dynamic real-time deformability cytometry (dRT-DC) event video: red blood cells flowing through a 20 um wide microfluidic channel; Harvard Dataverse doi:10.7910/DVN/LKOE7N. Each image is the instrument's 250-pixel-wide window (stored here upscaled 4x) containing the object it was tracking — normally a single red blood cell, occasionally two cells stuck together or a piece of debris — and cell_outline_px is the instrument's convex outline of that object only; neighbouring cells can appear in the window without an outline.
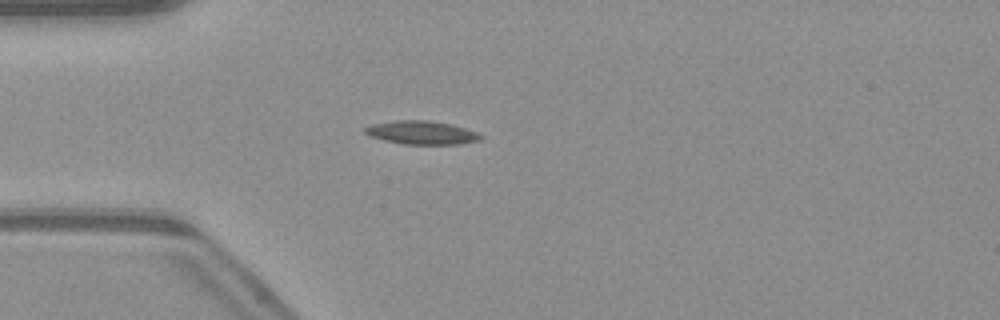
{"species": "common noctule bat (a hibernating species)", "species_latin": "Nyctalus noctula", "temperature_condition": "warm", "stored_images_in_passage": 45, "camera_frame_rate_fps": 3000, "um_per_image_px": 0.085, "animal": {"sex": "male", "body_mass_g": 23.1, "forearm_length_mm": 52.7}, "frame": {"image": 1, "passage_image": 9, "time_ms": 2.667, "image_size_px": [1000, 320], "cell_outline_px": [[484, 136], [480, 140], [460, 144], [404, 144], [384, 140], [372, 136], [364, 132], [364, 128], [372, 124], [396, 120], [428, 120], [452, 124], [476, 132]], "centroid_in_image_um": [35.86, 11.27], "position_along_channel_um": 49.1, "area_um2": 15.72}}
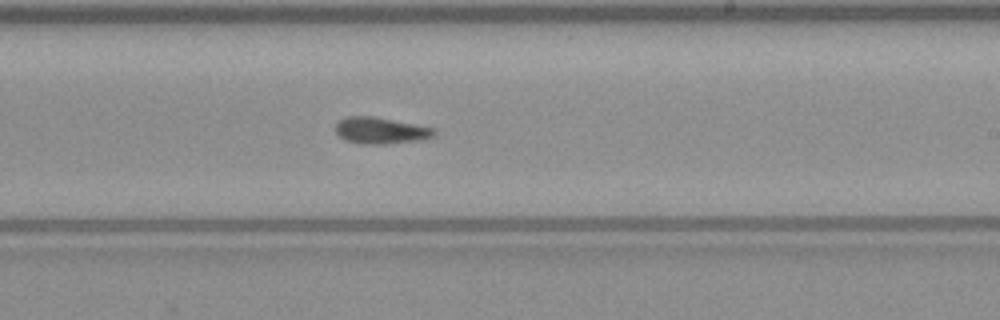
{"frame": {"image": 2, "passage_image": 25, "time_ms": 8.0, "image_size_px": [1000, 320], "cell_outline_px": [[436, 136], [420, 140], [388, 144], [364, 144], [344, 140], [336, 132], [336, 124], [340, 120], [348, 116], [372, 116], [436, 128]], "centroid_in_image_um": [32.39, 11.1], "position_along_channel_um": 256.6, "area_um2": 15.26}}
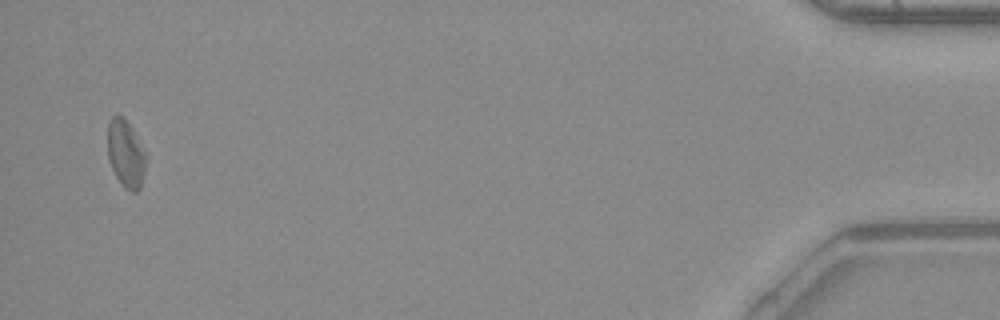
{"frame": {"image": 3, "passage_image": 44, "time_ms": 14.333, "image_size_px": [1000, 320], "cell_outline_px": [[148, 160], [140, 188], [136, 192], [132, 192], [124, 188], [116, 176], [108, 160], [108, 120], [112, 116], [124, 116], [132, 128]], "centroid_in_image_um": [10.69, 13.08], "position_along_channel_um": 424.5, "area_um2": 15.14}, "authors_computed_cell_mechanics": {"area_um2": 14.9702, "velocity_mm_per_s": 4.1175, "shape_relaxation_time_tau1_ms": null, "shape_relaxation_time_tau2_ms": 7.3733, "deformation_change_tau1": null, "deformation_change_tau2": 0.1698}}